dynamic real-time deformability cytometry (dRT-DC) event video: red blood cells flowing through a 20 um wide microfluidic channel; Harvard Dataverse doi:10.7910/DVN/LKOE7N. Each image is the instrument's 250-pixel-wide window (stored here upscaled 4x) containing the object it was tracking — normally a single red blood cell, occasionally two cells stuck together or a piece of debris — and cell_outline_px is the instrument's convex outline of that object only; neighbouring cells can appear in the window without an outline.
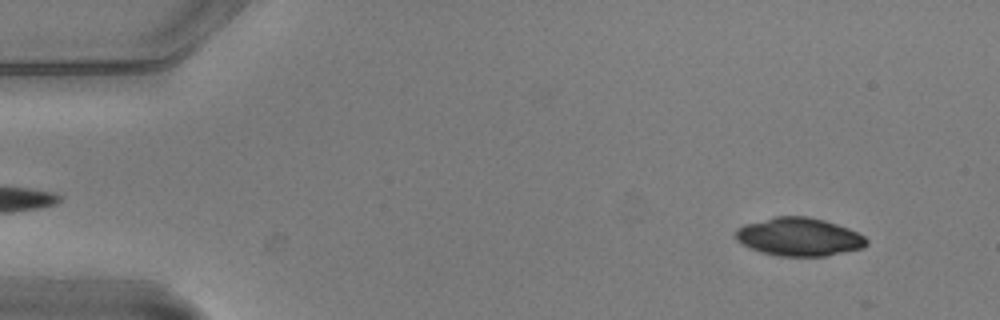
{"species": "common noctule bat (a hibernating species)", "species_latin": "Nyctalus noctula", "temperature_condition": "warm", "stored_images_in_passage": 2, "camera_frame_rate_fps": 3000, "um_per_image_px": 0.085, "animal": {"sex": "male", "body_mass_g": 20.5, "forearm_length_mm": 52.5}, "frame": {"image": 1, "passage_image": 2, "time_ms": 0.333, "image_size_px": [1000, 320], "cell_outline_px": [[868, 244], [864, 248], [828, 256], [780, 256], [760, 252], [736, 240], [736, 228], [744, 224], [776, 216], [808, 216], [824, 220], [848, 228], [864, 236], [868, 240]], "centroid_in_image_um": [67.94, 20.13], "position_along_channel_um": 17.1, "area_um2": 29.19}}